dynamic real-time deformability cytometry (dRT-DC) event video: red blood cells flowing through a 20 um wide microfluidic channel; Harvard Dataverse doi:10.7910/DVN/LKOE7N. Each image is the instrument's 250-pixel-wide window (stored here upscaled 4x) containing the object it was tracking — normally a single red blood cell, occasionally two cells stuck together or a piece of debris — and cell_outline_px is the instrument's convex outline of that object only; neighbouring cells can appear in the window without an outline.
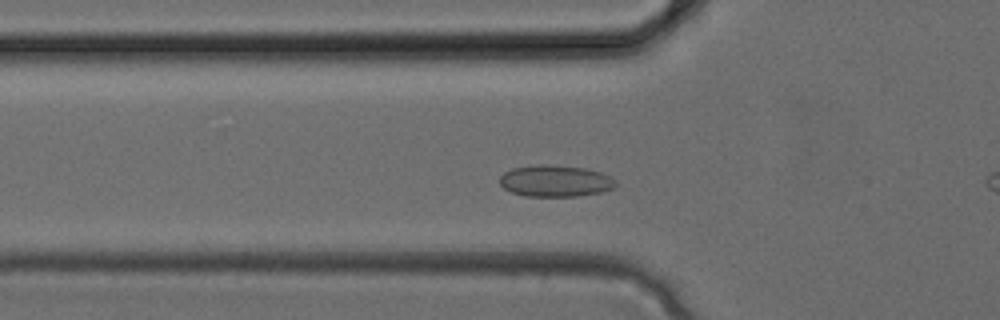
{"species": "common noctule bat (a hibernating species)", "species_latin": "Nyctalus noctula", "temperature_condition": "cold", "stored_images_in_passage": 32, "camera_frame_rate_fps": 3000, "um_per_image_px": 0.085, "animal": {"sex": "female", "body_mass_g": 24.6, "forearm_length_mm": 56.2}, "frame": {"image": 1, "passage_image": 8, "time_ms": 2.333, "image_size_px": [1000, 320], "cell_outline_px": [[616, 188], [600, 192], [576, 196], [524, 196], [512, 192], [504, 188], [500, 184], [500, 176], [504, 172], [512, 168], [536, 164], [548, 164], [584, 168], [600, 172], [612, 176], [616, 180]], "centroid_in_image_um": [47.21, 15.37], "position_along_channel_um": 78.6, "area_um2": 21.5}}
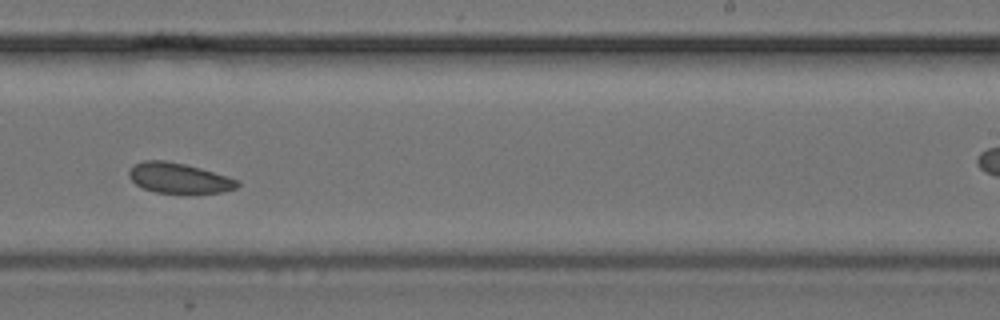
{"frame": {"image": 2, "passage_image": 18, "time_ms": 5.667, "image_size_px": [1000, 320], "cell_outline_px": [[240, 184], [236, 188], [224, 192], [196, 196], [156, 192], [144, 188], [136, 184], [128, 176], [128, 168], [144, 160], [164, 160], [184, 164], [200, 168], [228, 176], [240, 180]], "centroid_in_image_um": [15.27, 15.18], "position_along_channel_um": 273.7, "area_um2": 19.88}}
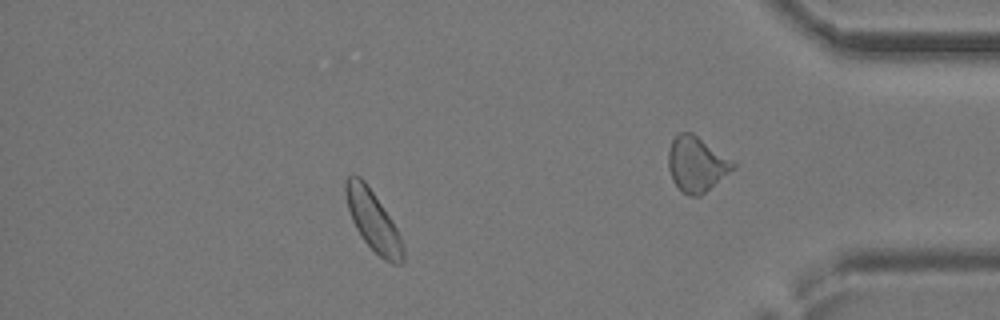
{"frame": {"image": 3, "passage_image": 27, "time_ms": 8.667, "image_size_px": [1000, 320], "cell_outline_px": [[404, 260], [400, 264], [392, 264], [384, 260], [364, 240], [356, 228], [352, 220], [348, 208], [344, 192], [344, 184], [348, 176], [352, 172], [360, 176], [364, 180], [392, 220], [400, 236], [404, 248]], "centroid_in_image_um": [31.7, 18.74], "position_along_channel_um": 403.5, "area_um2": 20.0}}